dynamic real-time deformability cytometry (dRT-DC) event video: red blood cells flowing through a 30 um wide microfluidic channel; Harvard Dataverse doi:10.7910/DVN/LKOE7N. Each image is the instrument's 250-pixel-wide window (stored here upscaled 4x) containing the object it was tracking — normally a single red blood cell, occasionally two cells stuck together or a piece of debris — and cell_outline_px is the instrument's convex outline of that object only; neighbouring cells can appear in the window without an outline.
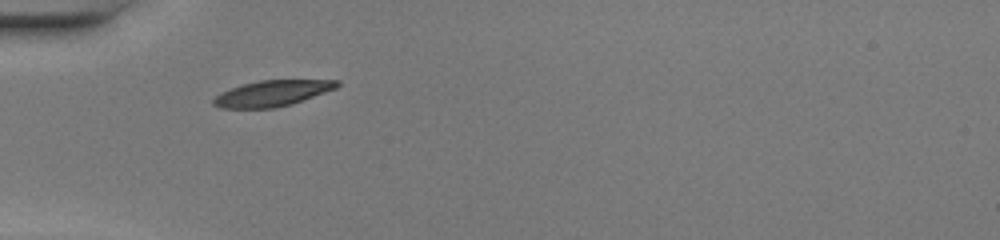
{"species": "common noctule bat (a hibernating species)", "species_latin": "Nyctalus noctula", "temperature_condition": "warm", "stored_images_in_passage": 33, "camera_frame_rate_fps": 3000, "um_per_image_px": 0.085, "animal": {"sex": "female", "body_mass_g": 20.0, "forearm_length_mm": 54.0}, "frame": {"image": 1, "passage_image": 1, "time_ms": 0.0, "image_size_px": [1000, 240], "cell_outline_px": [[340, 84], [336, 88], [292, 104], [276, 108], [220, 108], [212, 104], [212, 100], [220, 92], [244, 84], [260, 80], [340, 80]], "centroid_in_image_um": [23.13, 7.94], "position_along_channel_um": 61.9, "area_um2": 18.55}}
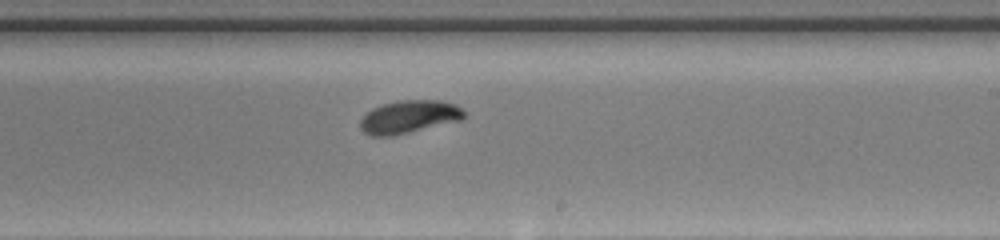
{"frame": {"image": 2, "passage_image": 15, "time_ms": 4.667, "image_size_px": [1000, 240], "cell_outline_px": [[464, 116], [460, 120], [392, 136], [372, 136], [364, 132], [360, 128], [360, 120], [372, 108], [384, 104], [400, 100], [440, 100], [456, 104], [464, 112]], "centroid_in_image_um": [34.75, 9.92], "position_along_channel_um": 254.3, "area_um2": 19.65}}
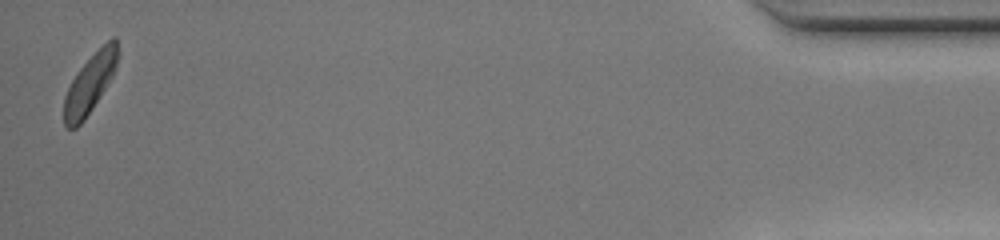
{"frame": {"image": 3, "passage_image": 33, "time_ms": 10.667, "image_size_px": [1000, 240], "cell_outline_px": [[120, 56], [116, 68], [112, 76], [92, 108], [84, 120], [76, 128], [64, 128], [64, 96], [76, 72], [112, 36], [116, 36], [120, 52]], "centroid_in_image_um": [7.66, 7.08], "position_along_channel_um": 427.5, "area_um2": 18.38}, "authors_computed_cell_mechanics": {"area_um2": 19.5364, "velocity_mm_per_s": 4.2474, "shape_relaxation_time_tau1_ms": 2.6295, "shape_relaxation_time_tau2_ms": null, "deformation_change_tau1": 0.14, "deformation_change_tau2": null}}